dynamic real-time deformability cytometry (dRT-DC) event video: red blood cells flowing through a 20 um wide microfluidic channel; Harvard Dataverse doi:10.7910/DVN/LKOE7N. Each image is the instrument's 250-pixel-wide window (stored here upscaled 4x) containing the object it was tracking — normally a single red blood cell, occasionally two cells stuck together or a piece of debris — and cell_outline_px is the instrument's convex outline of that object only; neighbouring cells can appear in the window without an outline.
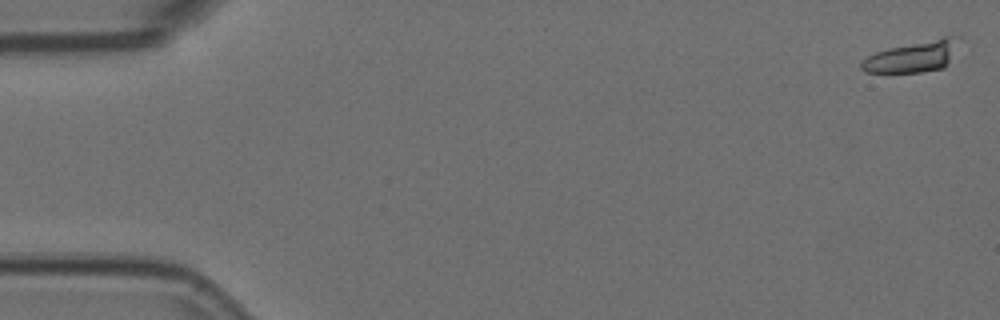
{"species": "Egyptian fruit bat (a non-hibernating species)", "species_latin": "Rousettus aegyptiacus", "temperature_condition": "room temperature", "stored_images_in_passage": 55, "camera_frame_rate_fps": 3000, "um_per_image_px": 0.085, "animal": {"sex": "female"}, "frame": {"image": 1, "passage_image": 1, "time_ms": 0.0, "image_size_px": [1000, 320], "cell_outline_px": [[960, 36], [944, 68], [920, 72], [864, 72], [860, 68], [860, 64], [868, 56], [876, 52], [888, 48], [944, 36]], "centroid_in_image_um": [77.54, 4.81], "position_along_channel_um": 7.5, "area_um2": 17.22}}
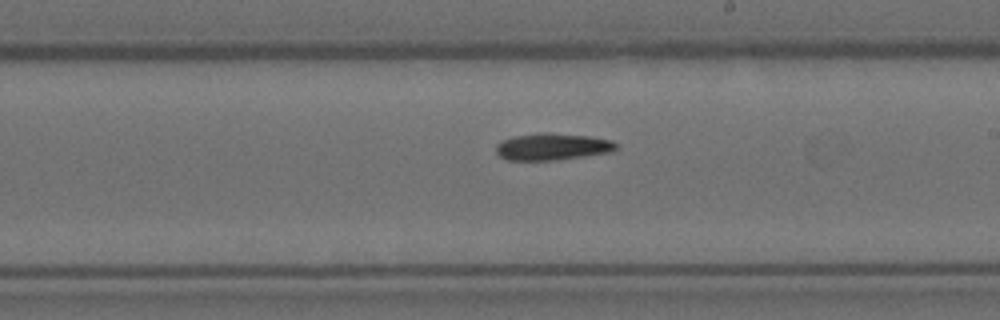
{"frame": {"image": 2, "passage_image": 32, "time_ms": 10.333, "image_size_px": [1000, 320], "cell_outline_px": [[620, 144], [612, 152], [560, 160], [508, 160], [500, 156], [496, 152], [496, 144], [512, 136], [540, 132], [548, 132], [588, 136], [612, 140]], "centroid_in_image_um": [46.98, 12.46], "position_along_channel_um": 242.0, "area_um2": 19.07}}
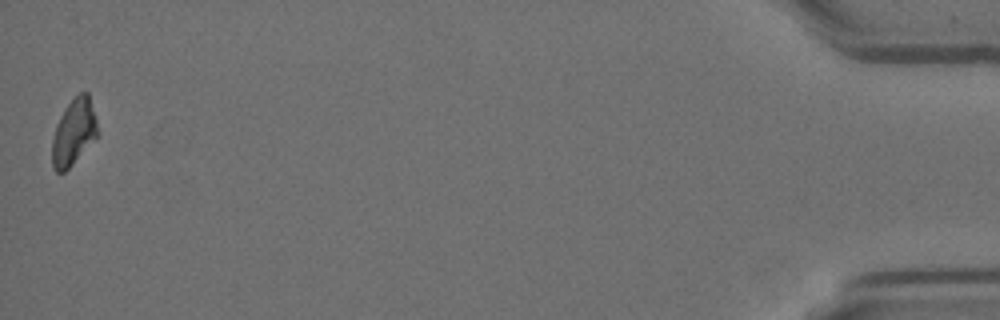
{"frame": {"image": 3, "passage_image": 55, "time_ms": 18.0, "image_size_px": [1000, 320], "cell_outline_px": [[96, 136], [72, 164], [64, 172], [56, 172], [52, 168], [52, 140], [56, 124], [64, 108], [80, 92], [88, 92], [96, 120]], "centroid_in_image_um": [6.22, 11.23], "position_along_channel_um": 429.0, "area_um2": 17.05}, "authors_computed_cell_mechanics": {"area_um2": 18.2648, "velocity_mm_per_s": 3.6927, "shape_relaxation_time_tau1_ms": 4.783, "shape_relaxation_time_tau2_ms": null, "deformation_change_tau1": 0.1673, "deformation_change_tau2": null}}